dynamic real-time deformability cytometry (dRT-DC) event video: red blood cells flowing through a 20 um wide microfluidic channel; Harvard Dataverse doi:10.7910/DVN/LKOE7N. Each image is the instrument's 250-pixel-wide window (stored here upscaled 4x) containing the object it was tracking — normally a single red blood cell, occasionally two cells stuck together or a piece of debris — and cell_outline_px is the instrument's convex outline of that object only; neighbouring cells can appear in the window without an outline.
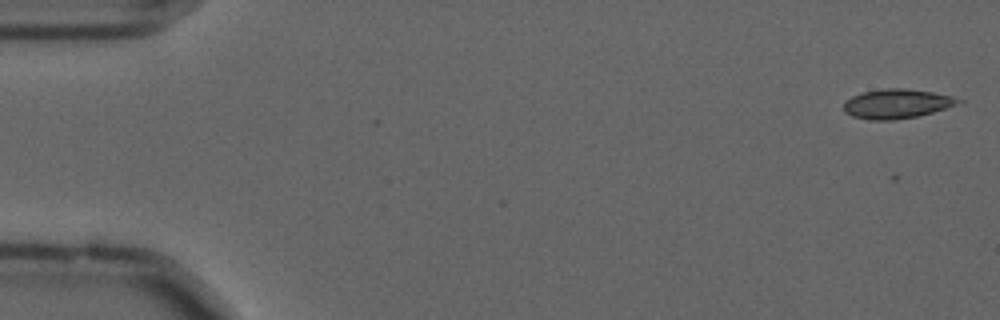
{"species": "common noctule bat (a hibernating species)", "species_latin": "Nyctalus noctula", "temperature_condition": "cold", "stored_images_in_passage": 3, "camera_frame_rate_fps": 3000, "um_per_image_px": 0.085, "animal": {"sex": "male", "forearm_length_mm": 52.5}, "frame": {"image": 1, "passage_image": 1, "time_ms": 0.0, "image_size_px": [1000, 320], "cell_outline_px": [[964, 104], [916, 116], [892, 120], [868, 120], [852, 116], [844, 112], [844, 104], [852, 96], [864, 92], [884, 88], [904, 88], [932, 92], [952, 96], [964, 100]], "centroid_in_image_um": [76.29, 8.82], "position_along_channel_um": 8.7, "area_um2": 19.71}}